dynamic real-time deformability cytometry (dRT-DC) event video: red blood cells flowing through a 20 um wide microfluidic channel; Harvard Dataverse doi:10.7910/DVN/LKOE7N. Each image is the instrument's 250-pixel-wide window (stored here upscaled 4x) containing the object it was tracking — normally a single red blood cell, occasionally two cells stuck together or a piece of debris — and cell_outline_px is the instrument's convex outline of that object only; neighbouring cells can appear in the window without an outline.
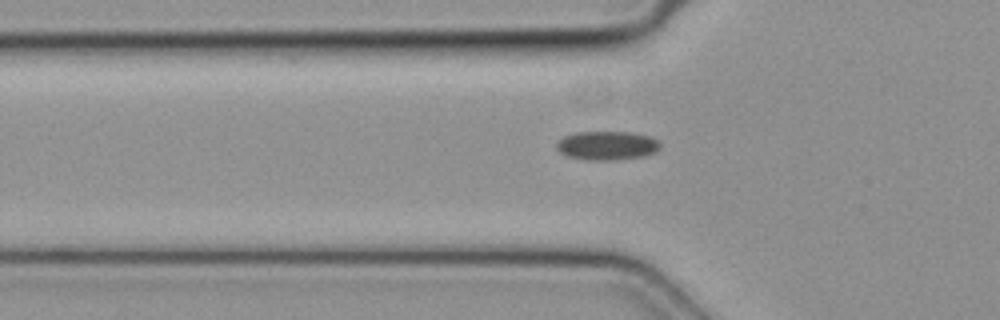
{"species": "common noctule bat (a hibernating species)", "species_latin": "Nyctalus noctula", "temperature_condition": "cold", "stored_images_in_passage": 29, "camera_frame_rate_fps": 3000, "um_per_image_px": 0.085, "animal": {"sex": "female", "body_mass_g": 19.3, "forearm_length_mm": 54.1}, "frame": {"image": 1, "passage_image": 6, "time_ms": 1.667, "image_size_px": [1000, 320], "cell_outline_px": [[660, 148], [656, 152], [644, 156], [608, 160], [592, 160], [568, 156], [560, 152], [556, 148], [556, 144], [564, 136], [576, 132], [632, 132], [652, 136], [660, 144]], "centroid_in_image_um": [51.62, 12.36], "position_along_channel_um": 74.2, "area_um2": 17.34}}
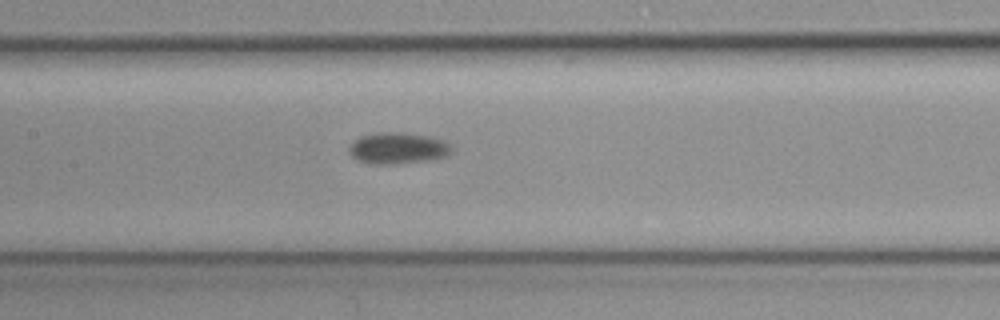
{"frame": {"image": 2, "passage_image": 13, "time_ms": 4.0, "image_size_px": [1000, 320], "cell_outline_px": [[452, 148], [444, 156], [432, 160], [396, 164], [376, 164], [356, 160], [348, 152], [348, 148], [360, 136], [380, 132], [396, 132], [424, 136], [440, 140], [448, 144]], "centroid_in_image_um": [33.75, 12.61], "position_along_channel_um": 173.7, "area_um2": 18.32}}
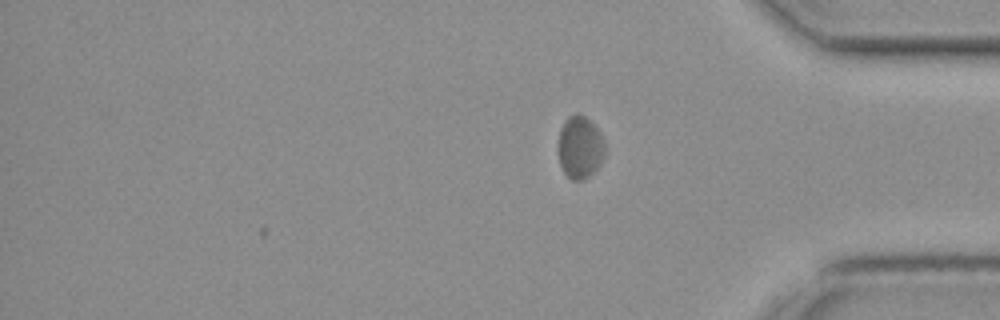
{"frame": {"image": 3, "passage_image": 29, "time_ms": 9.333, "image_size_px": [1000, 320], "cell_outline_px": [[604, 156], [600, 164], [584, 180], [572, 180], [564, 172], [560, 164], [556, 152], [556, 144], [560, 128], [564, 120], [568, 116], [576, 112], [584, 116], [596, 128], [604, 144]], "centroid_in_image_um": [49.22, 12.51], "position_along_channel_um": 386.0, "area_um2": 17.17}}